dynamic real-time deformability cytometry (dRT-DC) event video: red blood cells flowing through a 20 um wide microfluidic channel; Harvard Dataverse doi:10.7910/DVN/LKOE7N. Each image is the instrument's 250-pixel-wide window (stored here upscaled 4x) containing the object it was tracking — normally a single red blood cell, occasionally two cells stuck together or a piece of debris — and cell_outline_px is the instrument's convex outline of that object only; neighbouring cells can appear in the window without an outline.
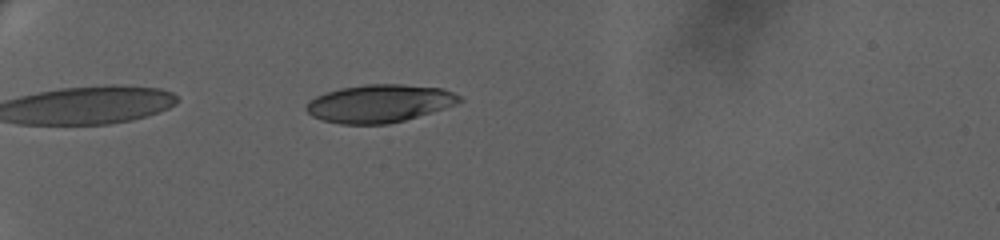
{"species": "human", "species_latin": "Homo sapiens", "temperature_condition": "warm", "stored_images_in_passage": 69, "camera_frame_rate_fps": 3000, "um_per_image_px": 0.085, "donor": {"sex": "female"}, "frame": {"image": 1, "passage_image": 25, "time_ms": 8.0, "image_size_px": [1000, 240], "cell_outline_px": [[464, 100], [456, 104], [432, 112], [404, 120], [388, 124], [340, 124], [324, 120], [312, 116], [304, 108], [308, 100], [316, 96], [340, 88], [364, 84], [400, 84], [444, 88], [460, 96]], "centroid_in_image_um": [32.25, 8.79], "position_along_channel_um": 52.8, "area_um2": 33.81}}
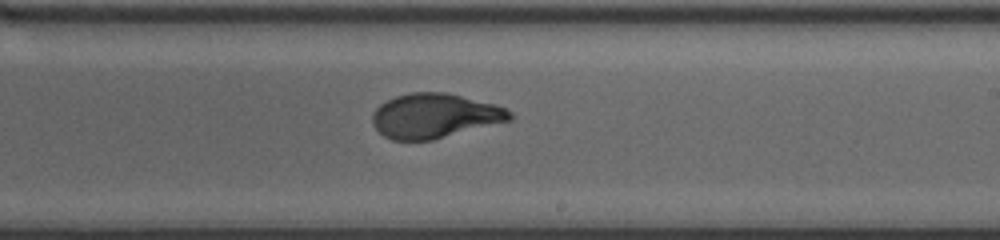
{"frame": {"image": 2, "passage_image": 47, "time_ms": 15.333, "image_size_px": [1000, 240], "cell_outline_px": [[512, 120], [432, 140], [392, 140], [384, 136], [372, 124], [372, 112], [380, 104], [396, 96], [412, 92], [444, 92], [492, 104], [504, 108], [512, 112]], "centroid_in_image_um": [36.91, 9.85], "position_along_channel_um": 252.1, "area_um2": 35.37}}
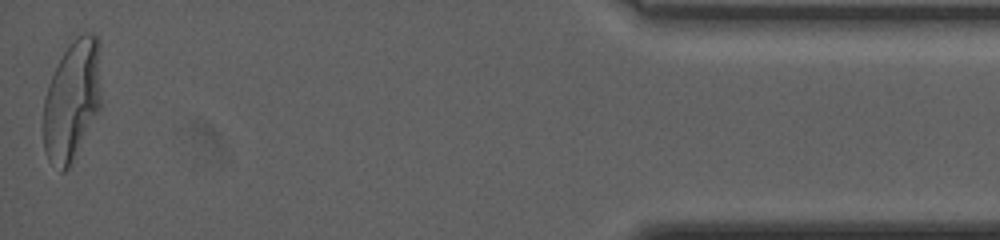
{"frame": {"image": 3, "passage_image": 69, "time_ms": 22.667, "image_size_px": [1000, 240], "cell_outline_px": [[100, 108], [68, 168], [64, 172], [60, 172], [48, 160], [44, 148], [44, 96], [48, 84], [68, 44], [76, 36], [84, 32], [92, 32], [100, 40]], "centroid_in_image_um": [6.13, 8.48], "position_along_channel_um": 429.1, "area_um2": 40.58}, "authors_computed_cell_mechanics": {"area_um2": 35.547, "velocity_mm_per_s": 3.2726, "shape_relaxation_time_tau1_ms": 5.1032, "shape_relaxation_time_tau2_ms": null, "deformation_change_tau1": 0.2186, "deformation_change_tau2": null}}